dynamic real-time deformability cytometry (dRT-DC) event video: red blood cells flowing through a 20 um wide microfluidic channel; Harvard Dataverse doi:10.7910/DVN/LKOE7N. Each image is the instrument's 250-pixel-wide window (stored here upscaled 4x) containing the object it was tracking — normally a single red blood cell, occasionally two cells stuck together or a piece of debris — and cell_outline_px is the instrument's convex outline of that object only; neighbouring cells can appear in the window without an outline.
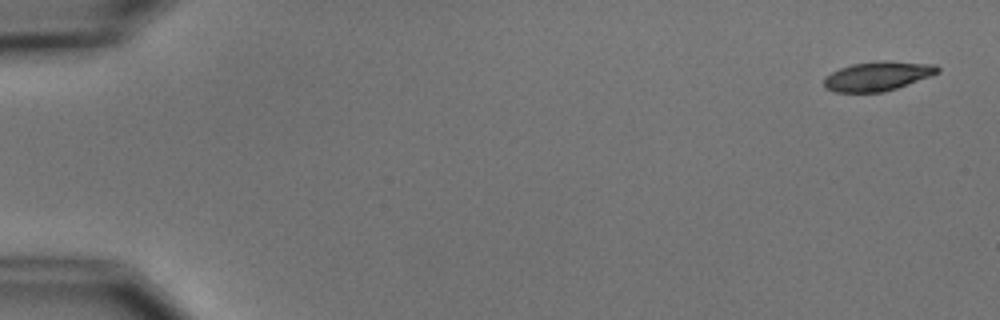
{"species": "common noctule bat (a hibernating species)", "species_latin": "Nyctalus noctula", "temperature_condition": "cold", "stored_images_in_passage": 6, "camera_frame_rate_fps": 3000, "um_per_image_px": 0.085, "animal": {"sex": "male", "body_mass_g": 15.6}, "frame": {"image": 1, "passage_image": 6, "time_ms": 6.667, "image_size_px": [1000, 320], "cell_outline_px": [[940, 72], [896, 88], [884, 92], [836, 92], [824, 88], [824, 76], [840, 68], [852, 64], [880, 60], [888, 60], [936, 64], [940, 68]], "centroid_in_image_um": [74.59, 6.45], "position_along_channel_um": 10.4, "area_um2": 19.48}}